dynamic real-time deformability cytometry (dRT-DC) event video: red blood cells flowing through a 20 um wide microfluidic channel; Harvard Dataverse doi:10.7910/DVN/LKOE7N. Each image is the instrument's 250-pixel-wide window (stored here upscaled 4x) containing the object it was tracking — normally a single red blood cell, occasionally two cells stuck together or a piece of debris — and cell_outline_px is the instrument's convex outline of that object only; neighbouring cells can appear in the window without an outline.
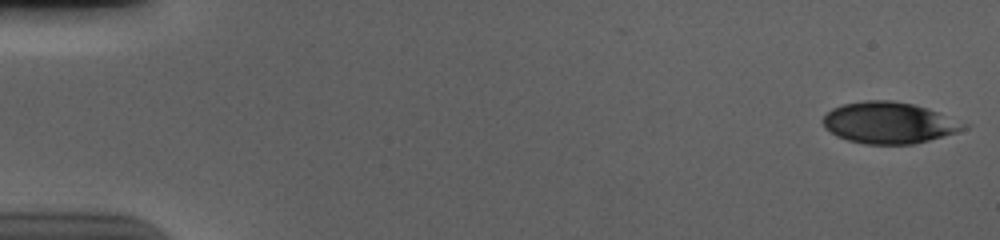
{"species": "human", "species_latin": "Homo sapiens", "temperature_condition": "cold", "stored_images_in_passage": 56, "camera_frame_rate_fps": 3000, "um_per_image_px": 0.085, "donor": {"sex": "male"}, "frame": {"image": 1, "passage_image": 1, "time_ms": 0.0, "image_size_px": [1000, 240], "cell_outline_px": [[968, 124], [964, 128], [956, 132], [928, 140], [912, 144], [864, 144], [848, 140], [836, 136], [824, 124], [824, 116], [832, 108], [844, 104], [868, 100], [892, 100], [912, 104], [928, 108]], "centroid_in_image_um": [75.56, 10.43], "position_along_channel_um": 9.4, "area_um2": 33.47}}
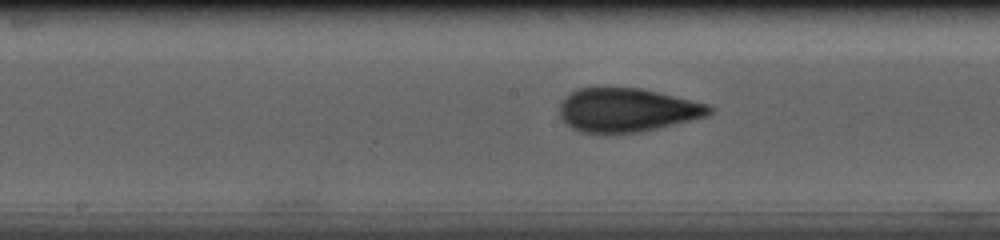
{"frame": {"image": 2, "passage_image": 29, "time_ms": 9.333, "image_size_px": [1000, 240], "cell_outline_px": [[712, 112], [704, 116], [640, 132], [580, 132], [572, 128], [560, 116], [560, 104], [572, 92], [580, 88], [640, 88], [692, 100], [708, 104], [712, 108]], "centroid_in_image_um": [53.28, 9.34], "position_along_channel_um": 194.9, "area_um2": 37.22}}
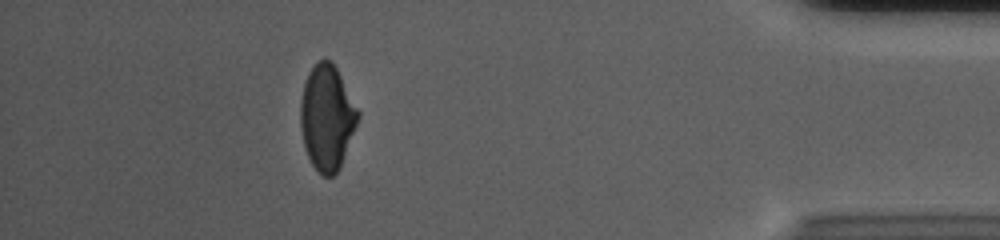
{"frame": {"image": 3, "passage_image": 50, "time_ms": 16.333, "image_size_px": [1000, 240], "cell_outline_px": [[360, 116], [340, 168], [332, 176], [324, 176], [312, 164], [308, 156], [304, 144], [300, 124], [300, 104], [304, 84], [308, 72], [324, 56], [332, 60], [360, 112]], "centroid_in_image_um": [27.8, 9.96], "position_along_channel_um": 407.4, "area_um2": 35.08}, "authors_computed_cell_mechanics": {"area_um2": 36.5874, "velocity_mm_per_s": 3.7073, "shape_relaxation_time_tau1_ms": 5.0083, "shape_relaxation_time_tau2_ms": 1.4108, "deformation_change_tau1": 0.1268, "deformation_change_tau2": 0.0553}}